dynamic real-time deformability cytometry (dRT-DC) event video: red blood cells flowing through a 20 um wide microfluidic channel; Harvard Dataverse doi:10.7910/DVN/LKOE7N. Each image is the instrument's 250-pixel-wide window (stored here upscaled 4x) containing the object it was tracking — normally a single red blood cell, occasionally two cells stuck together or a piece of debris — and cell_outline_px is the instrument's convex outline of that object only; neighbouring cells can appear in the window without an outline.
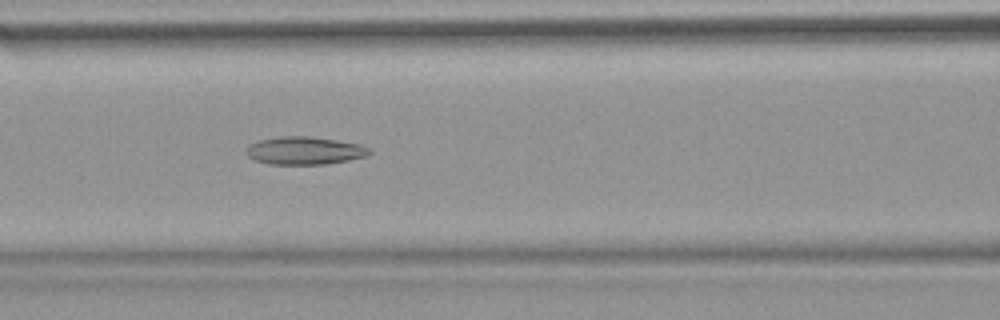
{"species": "common noctule bat (a hibernating species)", "species_latin": "Nyctalus noctula", "temperature_condition": "warm", "stored_images_in_passage": 41, "camera_frame_rate_fps": 3000, "um_per_image_px": 0.085, "animal": {"sex": "female", "body_mass_g": 18.4}, "frame": {"image": 1, "passage_image": 11, "time_ms": 3.333, "image_size_px": [1000, 320], "cell_outline_px": [[372, 152], [368, 156], [348, 160], [324, 164], [268, 164], [256, 160], [248, 156], [248, 148], [252, 144], [260, 140], [280, 136], [308, 136], [336, 140], [360, 144], [368, 148]], "centroid_in_image_um": [25.94, 12.8], "position_along_channel_um": 140.7, "area_um2": 19.71}}
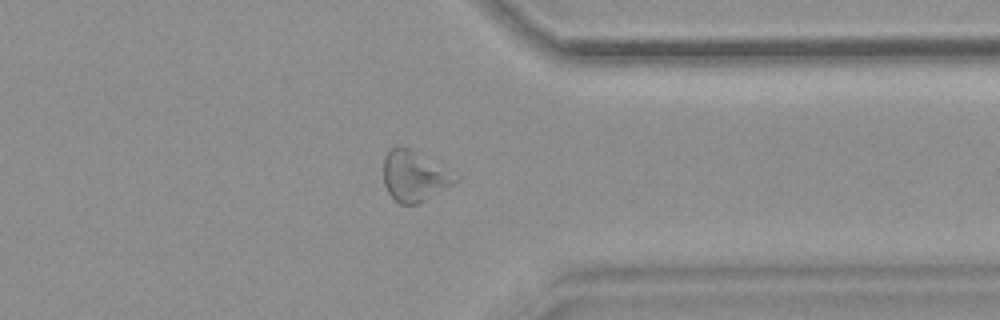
{"frame": {"image": 2, "passage_image": 30, "time_ms": 9.667, "image_size_px": [1000, 320], "cell_outline_px": [[460, 176], [452, 184], [424, 200], [416, 204], [400, 204], [388, 192], [384, 184], [384, 156], [396, 144], [408, 148]], "centroid_in_image_um": [35.18, 14.96], "position_along_channel_um": 376.2, "area_um2": 20.58}}
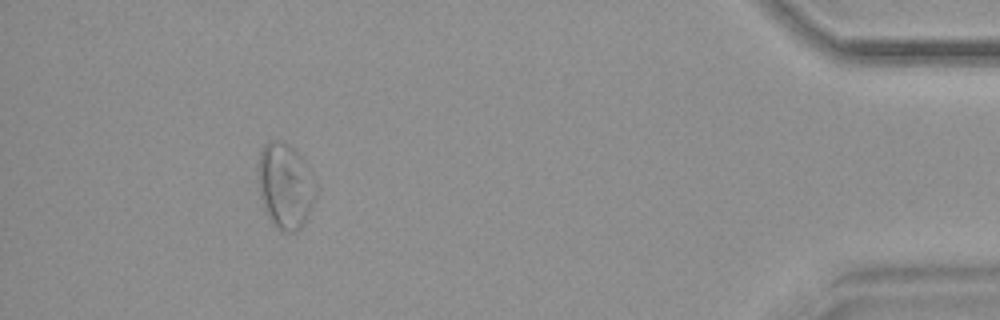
{"frame": {"image": 3, "passage_image": 37, "time_ms": 12.0, "image_size_px": [1000, 320], "cell_outline_px": [[316, 192], [312, 204], [304, 224], [300, 228], [292, 232], [284, 232], [272, 224], [264, 208], [260, 196], [260, 152], [264, 144], [268, 140], [276, 140], [288, 144], [304, 160]], "centroid_in_image_um": [24.23, 15.82], "position_along_channel_um": 411.0, "area_um2": 27.8}, "authors_computed_cell_mechanics": {"area_um2": 19.9988, "velocity_mm_per_s": 3.7995, "shape_relaxation_time_tau1_ms": null, "shape_relaxation_time_tau2_ms": 5.3308, "deformation_change_tau1": null, "deformation_change_tau2": 0.131}}